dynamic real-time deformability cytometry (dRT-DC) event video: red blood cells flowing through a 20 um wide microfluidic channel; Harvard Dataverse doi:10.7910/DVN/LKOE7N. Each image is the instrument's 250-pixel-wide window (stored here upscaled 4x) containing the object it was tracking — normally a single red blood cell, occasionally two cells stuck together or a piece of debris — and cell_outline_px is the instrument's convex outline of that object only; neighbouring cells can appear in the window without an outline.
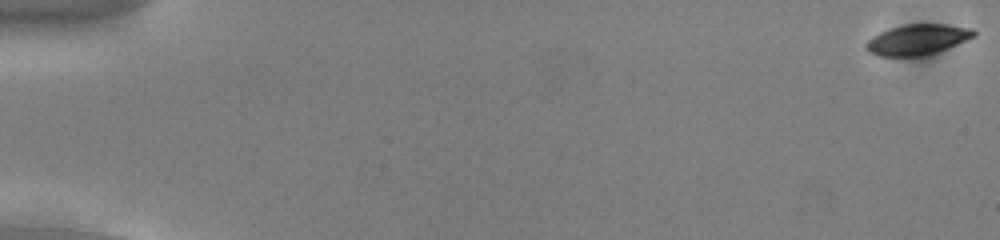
{"species": "common noctule bat (a hibernating species)", "species_latin": "Nyctalus noctula", "temperature_condition": "cold", "stored_images_in_passage": 10, "camera_frame_rate_fps": 3000, "um_per_image_px": 0.085, "animal": {"sex": "male", "body_mass_g": 13.0, "forearm_length_mm": 53.1}, "frame": {"image": 1, "passage_image": 1, "time_ms": 0.0, "image_size_px": [1000, 240], "cell_outline_px": [[976, 36], [948, 48], [928, 56], [880, 56], [868, 52], [864, 48], [864, 44], [872, 36], [880, 32], [904, 24], [944, 24], [972, 28], [976, 32]], "centroid_in_image_um": [77.98, 3.37], "position_along_channel_um": 7.0, "area_um2": 19.36}}